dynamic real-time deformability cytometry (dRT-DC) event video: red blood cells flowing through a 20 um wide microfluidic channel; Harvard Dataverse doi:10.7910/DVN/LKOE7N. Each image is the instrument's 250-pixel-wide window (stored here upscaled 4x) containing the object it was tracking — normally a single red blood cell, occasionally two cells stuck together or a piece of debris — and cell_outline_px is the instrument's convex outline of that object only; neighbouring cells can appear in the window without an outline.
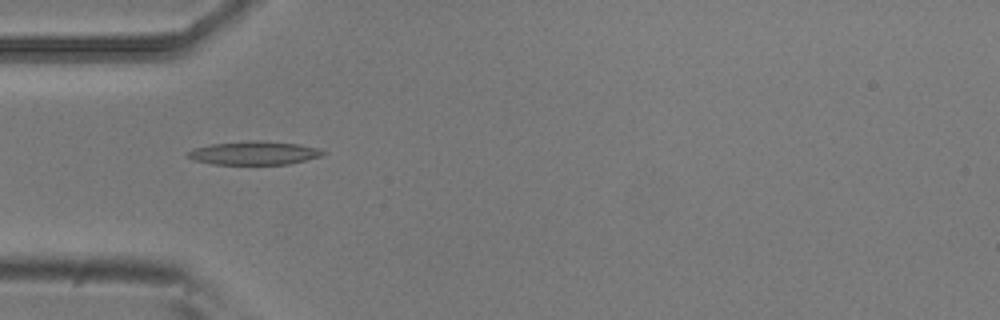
{"species": "common noctule bat (a hibernating species)", "species_latin": "Nyctalus noctula", "temperature_condition": "room temperature", "stored_images_in_passage": 9, "camera_frame_rate_fps": 3000, "um_per_image_px": 0.085, "animal": {"sex": "male", "body_mass_g": 20.5, "forearm_length_mm": 52.5}, "frame": {"image": 1, "passage_image": 4, "time_ms": 1.0, "image_size_px": [1000, 320], "cell_outline_px": [[328, 152], [324, 156], [288, 164], [212, 164], [192, 160], [184, 152], [196, 148], [212, 144], [248, 140], [264, 140], [300, 144], [316, 148]], "centroid_in_image_um": [21.62, 13.0], "position_along_channel_um": 63.4, "area_um2": 18.73}}
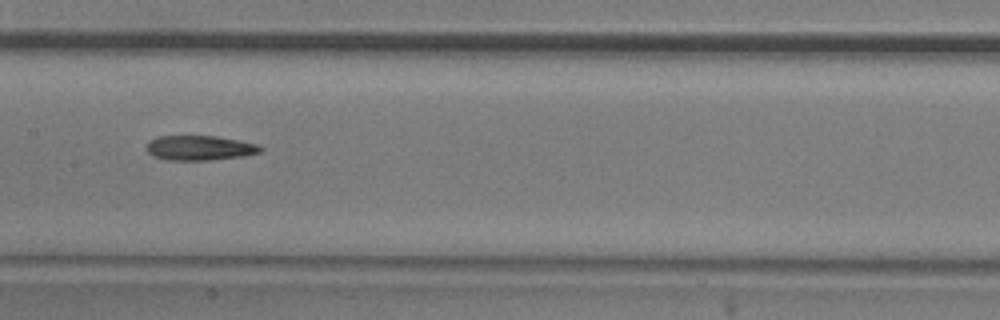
{"frame": {"image": 2, "passage_image": 7, "time_ms": 2.0, "image_size_px": [1000, 320], "cell_outline_px": [[264, 148], [260, 152], [244, 156], [208, 160], [168, 160], [152, 156], [144, 148], [148, 140], [160, 136], [216, 136], [240, 140], [260, 144]], "centroid_in_image_um": [16.97, 12.57], "position_along_channel_um": 190.4, "area_um2": 16.7}}
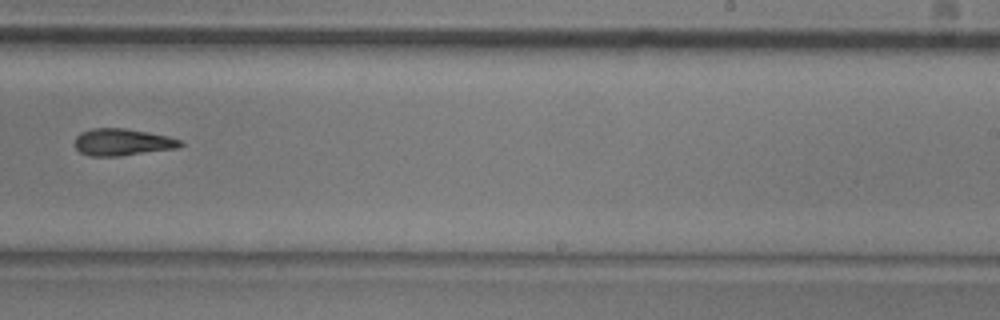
{"frame": {"image": 3, "passage_image": 9, "time_ms": 2.667, "image_size_px": [1000, 320], "cell_outline_px": [[184, 144], [176, 148], [120, 156], [88, 156], [80, 152], [76, 148], [76, 136], [80, 132], [92, 128], [124, 128], [148, 132], [168, 136], [180, 140]], "centroid_in_image_um": [10.38, 12.08], "position_along_channel_um": 278.6, "area_um2": 16.53}}